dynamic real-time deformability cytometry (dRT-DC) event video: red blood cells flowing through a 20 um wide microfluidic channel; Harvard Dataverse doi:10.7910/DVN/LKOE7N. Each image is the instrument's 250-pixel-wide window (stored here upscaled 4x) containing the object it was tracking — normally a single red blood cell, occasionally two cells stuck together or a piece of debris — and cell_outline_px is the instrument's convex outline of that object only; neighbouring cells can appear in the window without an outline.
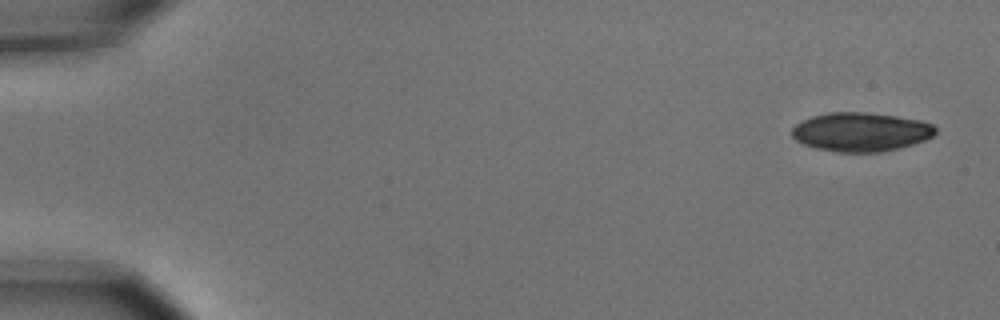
{"species": "common noctule bat (a hibernating species)", "species_latin": "Nyctalus noctula", "temperature_condition": "cold", "stored_images_in_passage": 5, "camera_frame_rate_fps": 3000, "um_per_image_px": 0.085, "animal": {"sex": "male", "body_mass_g": 15.6}, "frame": {"image": 1, "passage_image": 1, "time_ms": 0.0, "image_size_px": [1000, 320], "cell_outline_px": [[936, 132], [932, 136], [924, 140], [912, 144], [880, 152], [836, 152], [816, 148], [804, 144], [796, 140], [792, 136], [792, 128], [796, 124], [812, 116], [828, 112], [864, 112], [896, 116], [920, 120], [932, 124], [936, 128]], "centroid_in_image_um": [73.16, 11.21], "position_along_channel_um": 11.8, "area_um2": 32.37}}
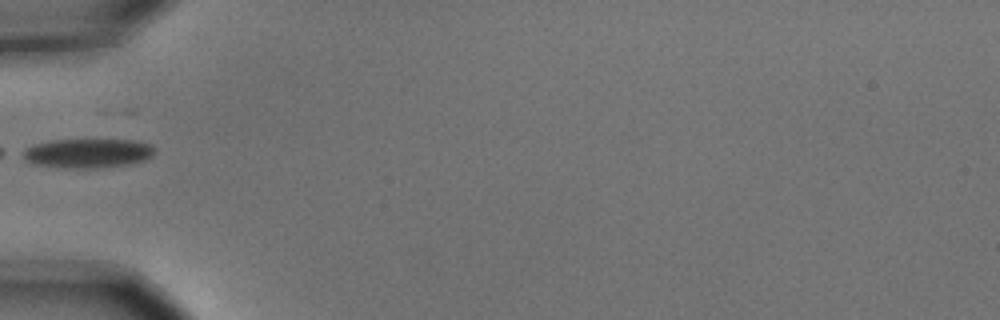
{"frame": {"image": 2, "passage_image": 5, "time_ms": 1.333, "image_size_px": [1000, 320], "cell_outline_px": [[156, 148], [152, 156], [144, 160], [128, 164], [100, 168], [64, 168], [32, 164], [24, 160], [20, 152], [32, 144], [52, 140], [136, 140], [152, 144]], "centroid_in_image_um": [7.43, 13.02], "position_along_channel_um": 77.6, "area_um2": 22.83}}